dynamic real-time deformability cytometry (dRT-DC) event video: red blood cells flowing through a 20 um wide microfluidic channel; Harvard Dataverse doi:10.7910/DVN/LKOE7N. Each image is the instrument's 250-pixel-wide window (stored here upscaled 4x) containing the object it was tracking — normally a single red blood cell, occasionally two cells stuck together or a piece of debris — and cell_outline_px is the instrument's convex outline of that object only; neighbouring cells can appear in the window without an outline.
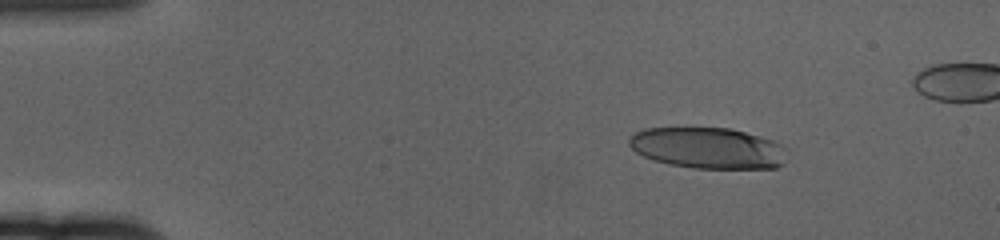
{"species": "human", "species_latin": "Homo sapiens", "temperature_condition": "cold", "stored_images_in_passage": 58, "camera_frame_rate_fps": 3000, "um_per_image_px": 0.085, "donor": {"sex": "female"}, "frame": {"image": 1, "passage_image": 9, "time_ms": 2.667, "image_size_px": [1000, 240], "cell_outline_px": [[788, 148], [784, 164], [776, 168], [692, 168], [668, 164], [652, 160], [636, 152], [628, 144], [628, 136], [644, 128], [728, 128], [760, 136], [772, 140]], "centroid_in_image_um": [60.18, 12.59], "position_along_channel_um": 24.8, "area_um2": 38.09}}
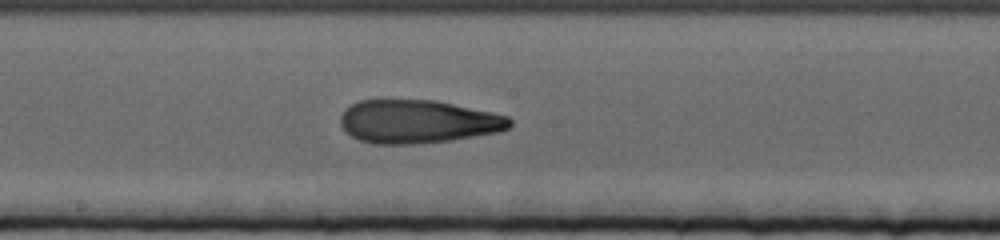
{"frame": {"image": 2, "passage_image": 33, "time_ms": 10.667, "image_size_px": [1000, 240], "cell_outline_px": [[512, 124], [508, 128], [500, 132], [452, 140], [412, 144], [372, 144], [360, 140], [352, 136], [340, 124], [340, 116], [344, 108], [360, 100], [436, 100], [492, 112], [508, 116], [512, 120]], "centroid_in_image_um": [35.53, 10.33], "position_along_channel_um": 212.7, "area_um2": 42.89}}
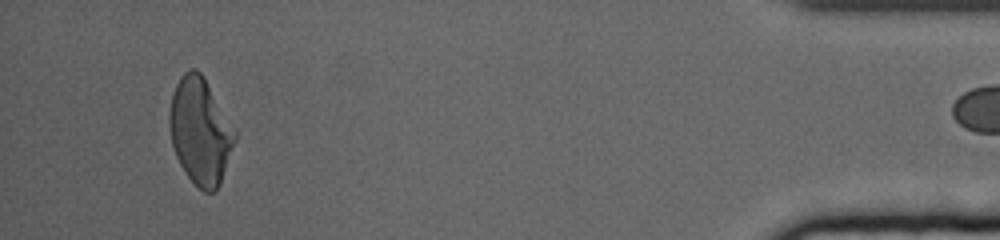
{"frame": {"image": 3, "passage_image": 57, "time_ms": 18.667, "image_size_px": [1000, 240], "cell_outline_px": [[236, 140], [220, 184], [216, 192], [204, 192], [188, 176], [180, 164], [176, 156], [172, 144], [168, 124], [168, 116], [172, 92], [180, 76], [188, 68], [196, 68], [200, 72], [236, 128]], "centroid_in_image_um": [17.02, 11.13], "position_along_channel_um": 418.2, "area_um2": 40.75}}